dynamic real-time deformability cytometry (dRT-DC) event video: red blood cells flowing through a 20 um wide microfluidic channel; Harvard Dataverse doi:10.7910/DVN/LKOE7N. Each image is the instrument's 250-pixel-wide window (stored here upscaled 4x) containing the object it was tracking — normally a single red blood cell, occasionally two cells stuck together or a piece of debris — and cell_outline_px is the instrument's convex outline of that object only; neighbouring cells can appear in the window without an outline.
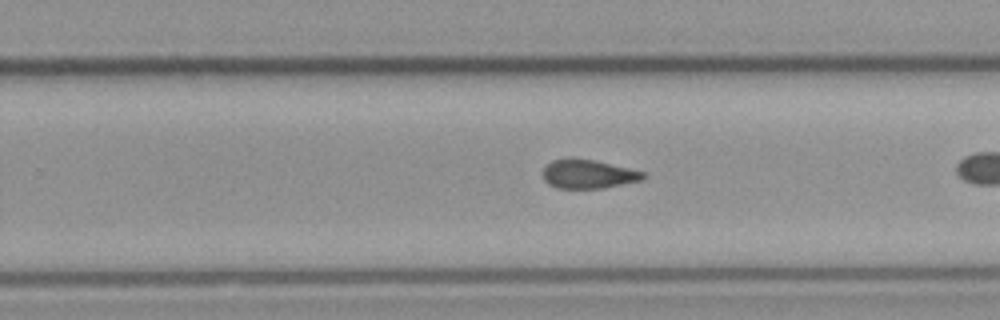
{"species": "common noctule bat (a hibernating species)", "species_latin": "Nyctalus noctula", "temperature_condition": "cold", "stored_images_in_passage": 28, "camera_frame_rate_fps": 3000, "um_per_image_px": 0.085, "animal": {"sex": "male", "body_mass_g": 23.1, "forearm_length_mm": 52.7}, "frame": {"image": 1, "passage_image": 20, "time_ms": 6.333, "image_size_px": [1000, 320], "cell_outline_px": [[648, 176], [644, 180], [604, 188], [556, 188], [548, 184], [544, 180], [544, 168], [552, 160], [568, 156], [572, 156], [592, 160], [628, 168], [644, 172]], "centroid_in_image_um": [50.0, 14.78], "position_along_channel_um": 279.8, "area_um2": 17.11}}